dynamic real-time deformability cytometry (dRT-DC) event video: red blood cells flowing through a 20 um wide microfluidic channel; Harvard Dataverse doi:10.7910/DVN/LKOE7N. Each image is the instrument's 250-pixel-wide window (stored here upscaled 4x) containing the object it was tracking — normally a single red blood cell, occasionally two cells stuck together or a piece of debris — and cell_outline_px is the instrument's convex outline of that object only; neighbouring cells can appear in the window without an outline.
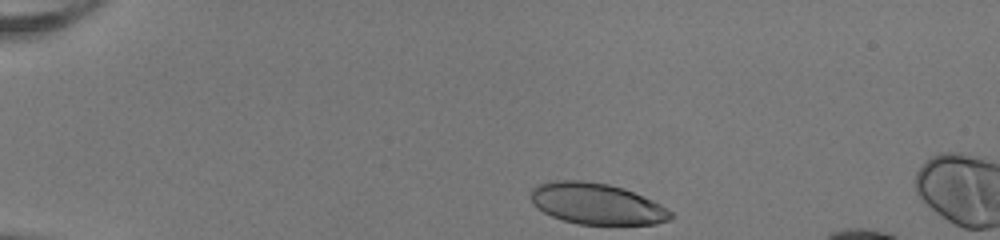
{"species": "human", "species_latin": "Homo sapiens", "temperature_condition": "room temperature", "stored_images_in_passage": 8, "camera_frame_rate_fps": 3000, "um_per_image_px": 0.085, "donor": {"sex": "female"}, "frame": {"image": 1, "passage_image": 1, "time_ms": 0.0, "image_size_px": [1000, 240], "cell_outline_px": [[676, 216], [668, 220], [656, 224], [576, 224], [552, 216], [536, 208], [532, 200], [532, 188], [536, 184], [548, 180], [584, 180], [608, 184], [624, 188], [644, 196], [660, 204], [672, 212]], "centroid_in_image_um": [50.71, 17.31], "position_along_channel_um": 34.3, "area_um2": 33.76}}